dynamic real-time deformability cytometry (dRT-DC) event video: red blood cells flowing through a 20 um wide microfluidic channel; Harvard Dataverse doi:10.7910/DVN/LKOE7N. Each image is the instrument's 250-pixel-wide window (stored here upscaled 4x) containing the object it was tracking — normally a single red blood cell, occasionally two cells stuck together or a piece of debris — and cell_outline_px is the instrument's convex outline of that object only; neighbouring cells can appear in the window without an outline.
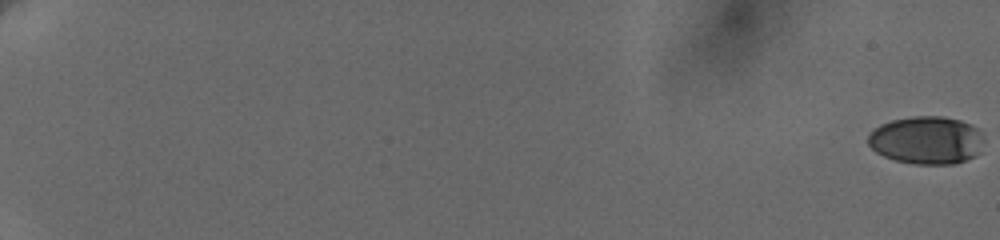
{"species": "human", "species_latin": "Homo sapiens", "temperature_condition": "cold", "stored_images_in_passage": 60, "camera_frame_rate_fps": 3000, "um_per_image_px": 0.085, "donor": {"sex": "female"}, "frame": {"image": 1, "passage_image": 1, "time_ms": 0.0, "image_size_px": [1000, 240], "cell_outline_px": [[984, 140], [980, 152], [976, 156], [952, 164], [916, 164], [896, 160], [884, 156], [876, 152], [868, 144], [868, 136], [880, 124], [892, 120], [912, 116], [944, 116], [960, 120], [972, 124], [980, 132]], "centroid_in_image_um": [78.78, 11.91], "position_along_channel_um": 6.2, "area_um2": 32.37}}
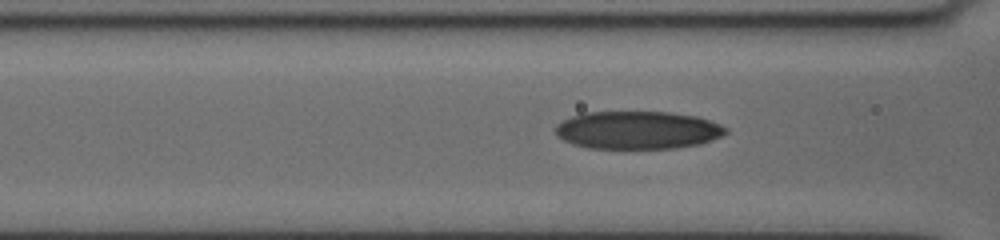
{"frame": {"image": 2, "passage_image": 31, "time_ms": 9.667, "image_size_px": [1000, 240], "cell_outline_px": [[728, 132], [712, 140], [700, 144], [676, 148], [588, 148], [572, 144], [556, 136], [556, 124], [572, 116], [584, 112], [672, 112], [696, 116], [720, 124], [728, 128]], "centroid_in_image_um": [54.2, 11.06], "position_along_channel_um": 112.4, "area_um2": 37.69}}
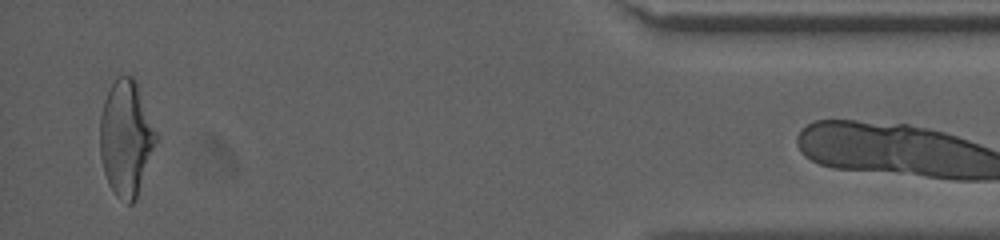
{"frame": {"image": 3, "passage_image": 59, "time_ms": 19.667, "image_size_px": [1000, 240], "cell_outline_px": [[156, 140], [136, 200], [132, 204], [128, 204], [120, 200], [112, 192], [108, 184], [104, 172], [100, 156], [100, 116], [104, 100], [112, 84], [120, 76], [132, 76], [136, 80], [156, 132]], "centroid_in_image_um": [10.68, 11.78], "position_along_channel_um": 424.5, "area_um2": 37.4}, "authors_computed_cell_mechanics": {"area_um2": 36.2406, "velocity_mm_per_s": 3.6738, "shape_relaxation_time_tau1_ms": 4.2268, "shape_relaxation_time_tau2_ms": 1.7714, "deformation_change_tau1": 0.1654, "deformation_change_tau2": 0.08}}